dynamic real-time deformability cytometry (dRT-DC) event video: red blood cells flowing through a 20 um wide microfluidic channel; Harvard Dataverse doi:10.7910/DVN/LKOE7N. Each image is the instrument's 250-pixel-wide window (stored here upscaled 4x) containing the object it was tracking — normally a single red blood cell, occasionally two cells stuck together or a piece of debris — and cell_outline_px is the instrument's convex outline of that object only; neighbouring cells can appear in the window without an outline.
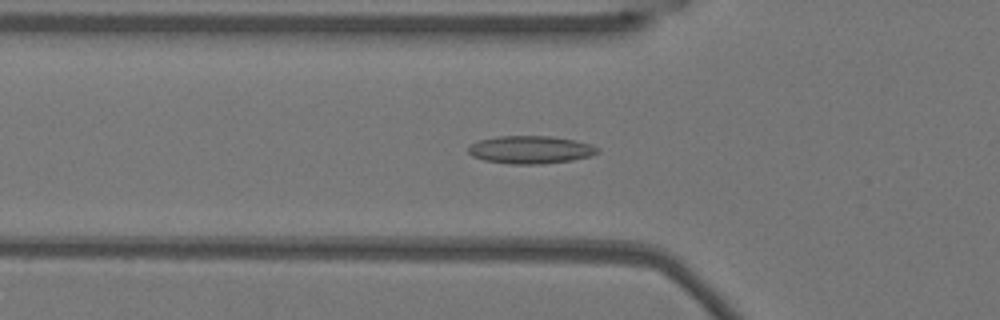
{"species": "Egyptian fruit bat (a non-hibernating species)", "species_latin": "Rousettus aegyptiacus", "temperature_condition": "warm", "stored_images_in_passage": 48, "camera_frame_rate_fps": 3000, "um_per_image_px": 0.085, "animal": {"sex": "female"}, "frame": {"image": 1, "passage_image": 13, "time_ms": 4.0, "image_size_px": [1000, 320], "cell_outline_px": [[600, 152], [592, 156], [572, 160], [540, 164], [512, 164], [484, 160], [472, 156], [468, 152], [468, 144], [480, 140], [496, 136], [552, 136], [592, 144], [600, 148]], "centroid_in_image_um": [45.1, 12.72], "position_along_channel_um": 80.7, "area_um2": 21.1}}
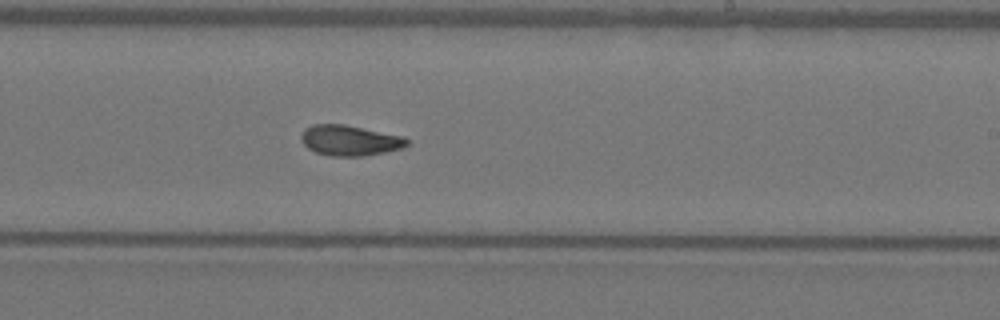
{"frame": {"image": 2, "passage_image": 27, "time_ms": 8.667, "image_size_px": [1000, 320], "cell_outline_px": [[408, 144], [404, 148], [364, 156], [332, 156], [316, 152], [308, 148], [300, 140], [300, 136], [304, 128], [312, 124], [344, 124], [404, 136], [408, 140]], "centroid_in_image_um": [29.72, 11.93], "position_along_channel_um": 259.3, "area_um2": 18.9}}
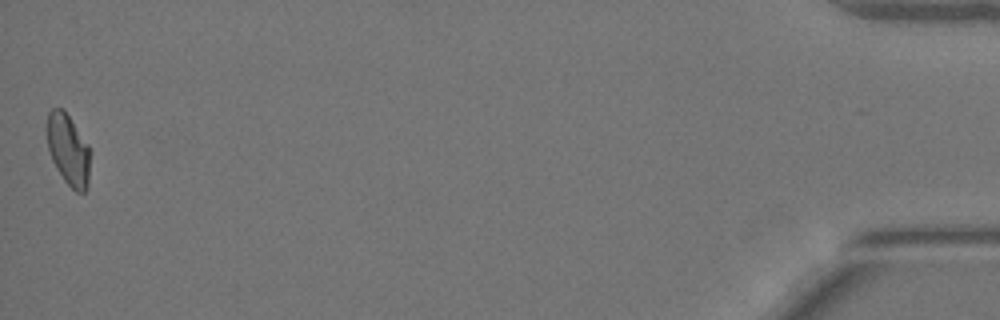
{"frame": {"image": 3, "passage_image": 48, "time_ms": 15.667, "image_size_px": [1000, 320], "cell_outline_px": [[88, 188], [84, 192], [76, 192], [64, 180], [56, 168], [52, 160], [48, 148], [48, 112], [52, 108], [64, 108], [88, 144]], "centroid_in_image_um": [5.79, 12.71], "position_along_channel_um": 429.4, "area_um2": 17.57}, "authors_computed_cell_mechanics": {"area_um2": 18.5249, "velocity_mm_per_s": 3.811, "shape_relaxation_time_tau1_ms": null, "shape_relaxation_time_tau2_ms": 1.8048, "deformation_change_tau1": null, "deformation_change_tau2": 0.0729}}